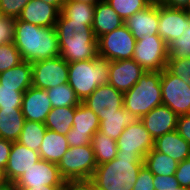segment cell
<instances>
[{
    "instance_id": "obj_45",
    "label": "cell",
    "mask_w": 190,
    "mask_h": 190,
    "mask_svg": "<svg viewBox=\"0 0 190 190\" xmlns=\"http://www.w3.org/2000/svg\"><path fill=\"white\" fill-rule=\"evenodd\" d=\"M62 190H96L91 179L65 180Z\"/></svg>"
},
{
    "instance_id": "obj_26",
    "label": "cell",
    "mask_w": 190,
    "mask_h": 190,
    "mask_svg": "<svg viewBox=\"0 0 190 190\" xmlns=\"http://www.w3.org/2000/svg\"><path fill=\"white\" fill-rule=\"evenodd\" d=\"M24 122L25 118L21 108L0 109V138L16 142Z\"/></svg>"
},
{
    "instance_id": "obj_39",
    "label": "cell",
    "mask_w": 190,
    "mask_h": 190,
    "mask_svg": "<svg viewBox=\"0 0 190 190\" xmlns=\"http://www.w3.org/2000/svg\"><path fill=\"white\" fill-rule=\"evenodd\" d=\"M30 0H0V15L18 18Z\"/></svg>"
},
{
    "instance_id": "obj_28",
    "label": "cell",
    "mask_w": 190,
    "mask_h": 190,
    "mask_svg": "<svg viewBox=\"0 0 190 190\" xmlns=\"http://www.w3.org/2000/svg\"><path fill=\"white\" fill-rule=\"evenodd\" d=\"M146 166L153 175H175L178 161L172 157L160 153L153 148L147 153L143 159Z\"/></svg>"
},
{
    "instance_id": "obj_53",
    "label": "cell",
    "mask_w": 190,
    "mask_h": 190,
    "mask_svg": "<svg viewBox=\"0 0 190 190\" xmlns=\"http://www.w3.org/2000/svg\"><path fill=\"white\" fill-rule=\"evenodd\" d=\"M73 1H80V2H85V3H89V4H96L98 2H101L102 0H73Z\"/></svg>"
},
{
    "instance_id": "obj_21",
    "label": "cell",
    "mask_w": 190,
    "mask_h": 190,
    "mask_svg": "<svg viewBox=\"0 0 190 190\" xmlns=\"http://www.w3.org/2000/svg\"><path fill=\"white\" fill-rule=\"evenodd\" d=\"M153 149L164 153L178 162L190 158V144L174 130L154 140Z\"/></svg>"
},
{
    "instance_id": "obj_9",
    "label": "cell",
    "mask_w": 190,
    "mask_h": 190,
    "mask_svg": "<svg viewBox=\"0 0 190 190\" xmlns=\"http://www.w3.org/2000/svg\"><path fill=\"white\" fill-rule=\"evenodd\" d=\"M162 104L178 116L190 114V85L167 68L161 71Z\"/></svg>"
},
{
    "instance_id": "obj_52",
    "label": "cell",
    "mask_w": 190,
    "mask_h": 190,
    "mask_svg": "<svg viewBox=\"0 0 190 190\" xmlns=\"http://www.w3.org/2000/svg\"><path fill=\"white\" fill-rule=\"evenodd\" d=\"M8 181L6 180L4 171L0 168V187L5 185Z\"/></svg>"
},
{
    "instance_id": "obj_46",
    "label": "cell",
    "mask_w": 190,
    "mask_h": 190,
    "mask_svg": "<svg viewBox=\"0 0 190 190\" xmlns=\"http://www.w3.org/2000/svg\"><path fill=\"white\" fill-rule=\"evenodd\" d=\"M176 130L190 144V114L178 116Z\"/></svg>"
},
{
    "instance_id": "obj_41",
    "label": "cell",
    "mask_w": 190,
    "mask_h": 190,
    "mask_svg": "<svg viewBox=\"0 0 190 190\" xmlns=\"http://www.w3.org/2000/svg\"><path fill=\"white\" fill-rule=\"evenodd\" d=\"M153 180L154 175L143 165L132 190H155Z\"/></svg>"
},
{
    "instance_id": "obj_55",
    "label": "cell",
    "mask_w": 190,
    "mask_h": 190,
    "mask_svg": "<svg viewBox=\"0 0 190 190\" xmlns=\"http://www.w3.org/2000/svg\"><path fill=\"white\" fill-rule=\"evenodd\" d=\"M174 190H190L189 188H185V187H177V188H174Z\"/></svg>"
},
{
    "instance_id": "obj_4",
    "label": "cell",
    "mask_w": 190,
    "mask_h": 190,
    "mask_svg": "<svg viewBox=\"0 0 190 190\" xmlns=\"http://www.w3.org/2000/svg\"><path fill=\"white\" fill-rule=\"evenodd\" d=\"M110 61L100 58L68 63V84L80 102L100 85L108 84Z\"/></svg>"
},
{
    "instance_id": "obj_42",
    "label": "cell",
    "mask_w": 190,
    "mask_h": 190,
    "mask_svg": "<svg viewBox=\"0 0 190 190\" xmlns=\"http://www.w3.org/2000/svg\"><path fill=\"white\" fill-rule=\"evenodd\" d=\"M95 133H80L75 132L73 128H71L67 134L65 135L68 144L70 147L83 146L91 144L92 137Z\"/></svg>"
},
{
    "instance_id": "obj_23",
    "label": "cell",
    "mask_w": 190,
    "mask_h": 190,
    "mask_svg": "<svg viewBox=\"0 0 190 190\" xmlns=\"http://www.w3.org/2000/svg\"><path fill=\"white\" fill-rule=\"evenodd\" d=\"M99 130L106 136L117 141L126 126L135 124L141 120L137 115L130 113L124 107L111 115H99Z\"/></svg>"
},
{
    "instance_id": "obj_17",
    "label": "cell",
    "mask_w": 190,
    "mask_h": 190,
    "mask_svg": "<svg viewBox=\"0 0 190 190\" xmlns=\"http://www.w3.org/2000/svg\"><path fill=\"white\" fill-rule=\"evenodd\" d=\"M51 109L46 90L31 86L24 92L21 111L25 120L44 123Z\"/></svg>"
},
{
    "instance_id": "obj_2",
    "label": "cell",
    "mask_w": 190,
    "mask_h": 190,
    "mask_svg": "<svg viewBox=\"0 0 190 190\" xmlns=\"http://www.w3.org/2000/svg\"><path fill=\"white\" fill-rule=\"evenodd\" d=\"M55 30L60 56L68 63L98 57L97 38L94 35L92 25L71 21L67 17H58Z\"/></svg>"
},
{
    "instance_id": "obj_6",
    "label": "cell",
    "mask_w": 190,
    "mask_h": 190,
    "mask_svg": "<svg viewBox=\"0 0 190 190\" xmlns=\"http://www.w3.org/2000/svg\"><path fill=\"white\" fill-rule=\"evenodd\" d=\"M57 166L65 180L91 179L97 167L92 145L70 147Z\"/></svg>"
},
{
    "instance_id": "obj_54",
    "label": "cell",
    "mask_w": 190,
    "mask_h": 190,
    "mask_svg": "<svg viewBox=\"0 0 190 190\" xmlns=\"http://www.w3.org/2000/svg\"><path fill=\"white\" fill-rule=\"evenodd\" d=\"M151 4H161L163 0H148Z\"/></svg>"
},
{
    "instance_id": "obj_3",
    "label": "cell",
    "mask_w": 190,
    "mask_h": 190,
    "mask_svg": "<svg viewBox=\"0 0 190 190\" xmlns=\"http://www.w3.org/2000/svg\"><path fill=\"white\" fill-rule=\"evenodd\" d=\"M143 159L141 155L117 154L111 161L97 165L91 177L96 190H132Z\"/></svg>"
},
{
    "instance_id": "obj_7",
    "label": "cell",
    "mask_w": 190,
    "mask_h": 190,
    "mask_svg": "<svg viewBox=\"0 0 190 190\" xmlns=\"http://www.w3.org/2000/svg\"><path fill=\"white\" fill-rule=\"evenodd\" d=\"M132 59L145 71H162L167 66L168 46L159 35L136 40Z\"/></svg>"
},
{
    "instance_id": "obj_18",
    "label": "cell",
    "mask_w": 190,
    "mask_h": 190,
    "mask_svg": "<svg viewBox=\"0 0 190 190\" xmlns=\"http://www.w3.org/2000/svg\"><path fill=\"white\" fill-rule=\"evenodd\" d=\"M178 115L166 105H159L145 114L141 121L151 137L155 140L165 133L177 129Z\"/></svg>"
},
{
    "instance_id": "obj_34",
    "label": "cell",
    "mask_w": 190,
    "mask_h": 190,
    "mask_svg": "<svg viewBox=\"0 0 190 190\" xmlns=\"http://www.w3.org/2000/svg\"><path fill=\"white\" fill-rule=\"evenodd\" d=\"M125 21L130 16L144 10L151 3L148 0H105Z\"/></svg>"
},
{
    "instance_id": "obj_51",
    "label": "cell",
    "mask_w": 190,
    "mask_h": 190,
    "mask_svg": "<svg viewBox=\"0 0 190 190\" xmlns=\"http://www.w3.org/2000/svg\"><path fill=\"white\" fill-rule=\"evenodd\" d=\"M0 190H17V187L15 186V183L7 182L0 187Z\"/></svg>"
},
{
    "instance_id": "obj_50",
    "label": "cell",
    "mask_w": 190,
    "mask_h": 190,
    "mask_svg": "<svg viewBox=\"0 0 190 190\" xmlns=\"http://www.w3.org/2000/svg\"><path fill=\"white\" fill-rule=\"evenodd\" d=\"M43 2H47L48 4L54 5L59 11L62 8V5L67 1V0H41Z\"/></svg>"
},
{
    "instance_id": "obj_31",
    "label": "cell",
    "mask_w": 190,
    "mask_h": 190,
    "mask_svg": "<svg viewBox=\"0 0 190 190\" xmlns=\"http://www.w3.org/2000/svg\"><path fill=\"white\" fill-rule=\"evenodd\" d=\"M46 130L44 123L25 120L23 129L16 142L29 149L39 151Z\"/></svg>"
},
{
    "instance_id": "obj_37",
    "label": "cell",
    "mask_w": 190,
    "mask_h": 190,
    "mask_svg": "<svg viewBox=\"0 0 190 190\" xmlns=\"http://www.w3.org/2000/svg\"><path fill=\"white\" fill-rule=\"evenodd\" d=\"M24 92L0 85V109L21 108Z\"/></svg>"
},
{
    "instance_id": "obj_48",
    "label": "cell",
    "mask_w": 190,
    "mask_h": 190,
    "mask_svg": "<svg viewBox=\"0 0 190 190\" xmlns=\"http://www.w3.org/2000/svg\"><path fill=\"white\" fill-rule=\"evenodd\" d=\"M190 0H163L162 5L169 8L185 9Z\"/></svg>"
},
{
    "instance_id": "obj_33",
    "label": "cell",
    "mask_w": 190,
    "mask_h": 190,
    "mask_svg": "<svg viewBox=\"0 0 190 190\" xmlns=\"http://www.w3.org/2000/svg\"><path fill=\"white\" fill-rule=\"evenodd\" d=\"M52 108L76 107L81 102L68 83L46 89Z\"/></svg>"
},
{
    "instance_id": "obj_43",
    "label": "cell",
    "mask_w": 190,
    "mask_h": 190,
    "mask_svg": "<svg viewBox=\"0 0 190 190\" xmlns=\"http://www.w3.org/2000/svg\"><path fill=\"white\" fill-rule=\"evenodd\" d=\"M175 177L179 186L190 189V158L178 163Z\"/></svg>"
},
{
    "instance_id": "obj_27",
    "label": "cell",
    "mask_w": 190,
    "mask_h": 190,
    "mask_svg": "<svg viewBox=\"0 0 190 190\" xmlns=\"http://www.w3.org/2000/svg\"><path fill=\"white\" fill-rule=\"evenodd\" d=\"M76 107L52 108L44 122L47 129L66 135L73 126Z\"/></svg>"
},
{
    "instance_id": "obj_38",
    "label": "cell",
    "mask_w": 190,
    "mask_h": 190,
    "mask_svg": "<svg viewBox=\"0 0 190 190\" xmlns=\"http://www.w3.org/2000/svg\"><path fill=\"white\" fill-rule=\"evenodd\" d=\"M166 68L190 85V57L182 59H168Z\"/></svg>"
},
{
    "instance_id": "obj_19",
    "label": "cell",
    "mask_w": 190,
    "mask_h": 190,
    "mask_svg": "<svg viewBox=\"0 0 190 190\" xmlns=\"http://www.w3.org/2000/svg\"><path fill=\"white\" fill-rule=\"evenodd\" d=\"M125 25L136 40L145 35H158L159 4H150L125 20Z\"/></svg>"
},
{
    "instance_id": "obj_49",
    "label": "cell",
    "mask_w": 190,
    "mask_h": 190,
    "mask_svg": "<svg viewBox=\"0 0 190 190\" xmlns=\"http://www.w3.org/2000/svg\"><path fill=\"white\" fill-rule=\"evenodd\" d=\"M17 190H62V185H42L38 187H17Z\"/></svg>"
},
{
    "instance_id": "obj_20",
    "label": "cell",
    "mask_w": 190,
    "mask_h": 190,
    "mask_svg": "<svg viewBox=\"0 0 190 190\" xmlns=\"http://www.w3.org/2000/svg\"><path fill=\"white\" fill-rule=\"evenodd\" d=\"M59 14L60 11L54 5L41 0H30L18 18L41 27H55Z\"/></svg>"
},
{
    "instance_id": "obj_12",
    "label": "cell",
    "mask_w": 190,
    "mask_h": 190,
    "mask_svg": "<svg viewBox=\"0 0 190 190\" xmlns=\"http://www.w3.org/2000/svg\"><path fill=\"white\" fill-rule=\"evenodd\" d=\"M62 177L56 163L40 159L15 182L16 187H38L42 185H63Z\"/></svg>"
},
{
    "instance_id": "obj_16",
    "label": "cell",
    "mask_w": 190,
    "mask_h": 190,
    "mask_svg": "<svg viewBox=\"0 0 190 190\" xmlns=\"http://www.w3.org/2000/svg\"><path fill=\"white\" fill-rule=\"evenodd\" d=\"M38 151L27 148L18 142H12L5 177L8 182L15 183L32 165L40 160Z\"/></svg>"
},
{
    "instance_id": "obj_56",
    "label": "cell",
    "mask_w": 190,
    "mask_h": 190,
    "mask_svg": "<svg viewBox=\"0 0 190 190\" xmlns=\"http://www.w3.org/2000/svg\"><path fill=\"white\" fill-rule=\"evenodd\" d=\"M185 10L190 14V1L188 3L187 7L185 8Z\"/></svg>"
},
{
    "instance_id": "obj_30",
    "label": "cell",
    "mask_w": 190,
    "mask_h": 190,
    "mask_svg": "<svg viewBox=\"0 0 190 190\" xmlns=\"http://www.w3.org/2000/svg\"><path fill=\"white\" fill-rule=\"evenodd\" d=\"M91 145L97 165L116 158L118 153L117 141L98 130L92 137Z\"/></svg>"
},
{
    "instance_id": "obj_1",
    "label": "cell",
    "mask_w": 190,
    "mask_h": 190,
    "mask_svg": "<svg viewBox=\"0 0 190 190\" xmlns=\"http://www.w3.org/2000/svg\"><path fill=\"white\" fill-rule=\"evenodd\" d=\"M13 43L22 60L30 63L60 56L55 27H41L15 18Z\"/></svg>"
},
{
    "instance_id": "obj_44",
    "label": "cell",
    "mask_w": 190,
    "mask_h": 190,
    "mask_svg": "<svg viewBox=\"0 0 190 190\" xmlns=\"http://www.w3.org/2000/svg\"><path fill=\"white\" fill-rule=\"evenodd\" d=\"M153 185L155 190H174L179 187L175 175H154Z\"/></svg>"
},
{
    "instance_id": "obj_14",
    "label": "cell",
    "mask_w": 190,
    "mask_h": 190,
    "mask_svg": "<svg viewBox=\"0 0 190 190\" xmlns=\"http://www.w3.org/2000/svg\"><path fill=\"white\" fill-rule=\"evenodd\" d=\"M123 94L109 83L103 84L98 86L82 103L97 116L111 115L123 107Z\"/></svg>"
},
{
    "instance_id": "obj_40",
    "label": "cell",
    "mask_w": 190,
    "mask_h": 190,
    "mask_svg": "<svg viewBox=\"0 0 190 190\" xmlns=\"http://www.w3.org/2000/svg\"><path fill=\"white\" fill-rule=\"evenodd\" d=\"M15 19L0 15V44L14 41Z\"/></svg>"
},
{
    "instance_id": "obj_47",
    "label": "cell",
    "mask_w": 190,
    "mask_h": 190,
    "mask_svg": "<svg viewBox=\"0 0 190 190\" xmlns=\"http://www.w3.org/2000/svg\"><path fill=\"white\" fill-rule=\"evenodd\" d=\"M12 147V141L0 138V168L5 171L8 163L10 150Z\"/></svg>"
},
{
    "instance_id": "obj_13",
    "label": "cell",
    "mask_w": 190,
    "mask_h": 190,
    "mask_svg": "<svg viewBox=\"0 0 190 190\" xmlns=\"http://www.w3.org/2000/svg\"><path fill=\"white\" fill-rule=\"evenodd\" d=\"M189 23L190 14L185 9L169 8L159 4L158 35L167 46L182 36Z\"/></svg>"
},
{
    "instance_id": "obj_8",
    "label": "cell",
    "mask_w": 190,
    "mask_h": 190,
    "mask_svg": "<svg viewBox=\"0 0 190 190\" xmlns=\"http://www.w3.org/2000/svg\"><path fill=\"white\" fill-rule=\"evenodd\" d=\"M136 39L124 24L97 39L98 56L108 61L132 59Z\"/></svg>"
},
{
    "instance_id": "obj_35",
    "label": "cell",
    "mask_w": 190,
    "mask_h": 190,
    "mask_svg": "<svg viewBox=\"0 0 190 190\" xmlns=\"http://www.w3.org/2000/svg\"><path fill=\"white\" fill-rule=\"evenodd\" d=\"M190 57V23L186 26L182 36L168 45V59H182Z\"/></svg>"
},
{
    "instance_id": "obj_22",
    "label": "cell",
    "mask_w": 190,
    "mask_h": 190,
    "mask_svg": "<svg viewBox=\"0 0 190 190\" xmlns=\"http://www.w3.org/2000/svg\"><path fill=\"white\" fill-rule=\"evenodd\" d=\"M124 24L125 21L105 0L95 4L92 29L97 39Z\"/></svg>"
},
{
    "instance_id": "obj_32",
    "label": "cell",
    "mask_w": 190,
    "mask_h": 190,
    "mask_svg": "<svg viewBox=\"0 0 190 190\" xmlns=\"http://www.w3.org/2000/svg\"><path fill=\"white\" fill-rule=\"evenodd\" d=\"M72 128L75 132L96 133L100 122L98 116L81 102L76 106Z\"/></svg>"
},
{
    "instance_id": "obj_24",
    "label": "cell",
    "mask_w": 190,
    "mask_h": 190,
    "mask_svg": "<svg viewBox=\"0 0 190 190\" xmlns=\"http://www.w3.org/2000/svg\"><path fill=\"white\" fill-rule=\"evenodd\" d=\"M0 85L15 88L16 91H26L32 86V64L23 60L13 68L1 72Z\"/></svg>"
},
{
    "instance_id": "obj_36",
    "label": "cell",
    "mask_w": 190,
    "mask_h": 190,
    "mask_svg": "<svg viewBox=\"0 0 190 190\" xmlns=\"http://www.w3.org/2000/svg\"><path fill=\"white\" fill-rule=\"evenodd\" d=\"M20 52L13 42L0 44V73L21 63Z\"/></svg>"
},
{
    "instance_id": "obj_5",
    "label": "cell",
    "mask_w": 190,
    "mask_h": 190,
    "mask_svg": "<svg viewBox=\"0 0 190 190\" xmlns=\"http://www.w3.org/2000/svg\"><path fill=\"white\" fill-rule=\"evenodd\" d=\"M123 101V107L139 118L161 105V71H146L130 90L124 92Z\"/></svg>"
},
{
    "instance_id": "obj_25",
    "label": "cell",
    "mask_w": 190,
    "mask_h": 190,
    "mask_svg": "<svg viewBox=\"0 0 190 190\" xmlns=\"http://www.w3.org/2000/svg\"><path fill=\"white\" fill-rule=\"evenodd\" d=\"M69 148L64 135L47 129L38 152L42 160L58 164Z\"/></svg>"
},
{
    "instance_id": "obj_11",
    "label": "cell",
    "mask_w": 190,
    "mask_h": 190,
    "mask_svg": "<svg viewBox=\"0 0 190 190\" xmlns=\"http://www.w3.org/2000/svg\"><path fill=\"white\" fill-rule=\"evenodd\" d=\"M153 146L154 139L140 120L123 130L117 140V154L141 155L144 158Z\"/></svg>"
},
{
    "instance_id": "obj_15",
    "label": "cell",
    "mask_w": 190,
    "mask_h": 190,
    "mask_svg": "<svg viewBox=\"0 0 190 190\" xmlns=\"http://www.w3.org/2000/svg\"><path fill=\"white\" fill-rule=\"evenodd\" d=\"M146 71L133 59L110 61L108 83L116 90H130Z\"/></svg>"
},
{
    "instance_id": "obj_29",
    "label": "cell",
    "mask_w": 190,
    "mask_h": 190,
    "mask_svg": "<svg viewBox=\"0 0 190 190\" xmlns=\"http://www.w3.org/2000/svg\"><path fill=\"white\" fill-rule=\"evenodd\" d=\"M95 4L80 1L67 0L60 10L59 17H67L71 21L83 22L92 25L94 19Z\"/></svg>"
},
{
    "instance_id": "obj_10",
    "label": "cell",
    "mask_w": 190,
    "mask_h": 190,
    "mask_svg": "<svg viewBox=\"0 0 190 190\" xmlns=\"http://www.w3.org/2000/svg\"><path fill=\"white\" fill-rule=\"evenodd\" d=\"M32 64V86L50 89L68 83V62L61 56L50 57Z\"/></svg>"
}]
</instances>
